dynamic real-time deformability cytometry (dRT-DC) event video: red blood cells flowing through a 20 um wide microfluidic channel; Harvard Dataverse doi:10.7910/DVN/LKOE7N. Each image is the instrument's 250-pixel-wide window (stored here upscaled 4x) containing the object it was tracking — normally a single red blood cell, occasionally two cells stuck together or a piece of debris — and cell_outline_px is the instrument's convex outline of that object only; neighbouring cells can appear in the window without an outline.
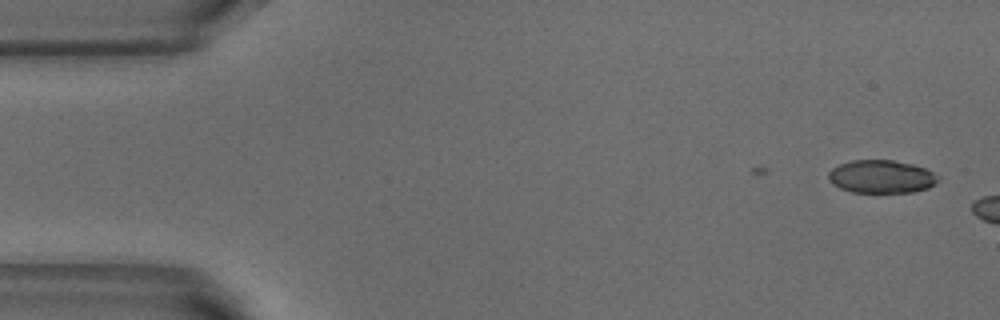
{"species": "common noctule bat (a hibernating species)", "species_latin": "Nyctalus noctula", "temperature_condition": "warm", "stored_images_in_passage": 2, "camera_frame_rate_fps": 3000, "um_per_image_px": 0.085, "animal": {"sex": "male", "body_mass_g": 18.8}, "frame": {"image": 1, "passage_image": 2, "time_ms": 0.333, "image_size_px": [1000, 320], "cell_outline_px": [[940, 180], [936, 184], [928, 188], [912, 192], [852, 192], [840, 188], [832, 184], [828, 176], [828, 172], [832, 168], [840, 164], [852, 160], [892, 160], [912, 164], [924, 168], [932, 172]], "centroid_in_image_um": [74.91, 15.01], "position_along_channel_um": 10.1, "area_um2": 21.04}}